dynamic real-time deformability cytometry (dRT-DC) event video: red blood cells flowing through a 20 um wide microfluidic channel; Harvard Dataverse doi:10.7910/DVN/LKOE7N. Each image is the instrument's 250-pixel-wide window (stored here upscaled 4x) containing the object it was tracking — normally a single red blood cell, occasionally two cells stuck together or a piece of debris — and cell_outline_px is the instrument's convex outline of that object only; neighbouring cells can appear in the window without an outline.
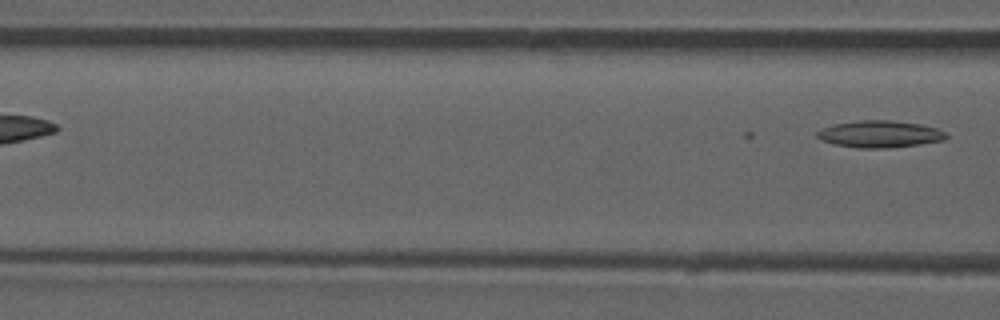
{"species": "common noctule bat (a hibernating species)", "species_latin": "Nyctalus noctula", "temperature_condition": "room temperature", "stored_images_in_passage": 5, "camera_frame_rate_fps": 3000, "um_per_image_px": 0.085, "animal": {"sex": "male", "forearm_length_mm": 52.5}, "frame": {"image": 1, "passage_image": 5, "time_ms": 4.667, "image_size_px": [1000, 320], "cell_outline_px": [[948, 136], [944, 140], [920, 144], [888, 148], [860, 148], [836, 144], [820, 140], [816, 136], [816, 132], [820, 128], [832, 124], [856, 120], [888, 120], [920, 124], [936, 128], [948, 132]], "centroid_in_image_um": [74.76, 11.39], "position_along_channel_um": 91.8, "area_um2": 20.4}}